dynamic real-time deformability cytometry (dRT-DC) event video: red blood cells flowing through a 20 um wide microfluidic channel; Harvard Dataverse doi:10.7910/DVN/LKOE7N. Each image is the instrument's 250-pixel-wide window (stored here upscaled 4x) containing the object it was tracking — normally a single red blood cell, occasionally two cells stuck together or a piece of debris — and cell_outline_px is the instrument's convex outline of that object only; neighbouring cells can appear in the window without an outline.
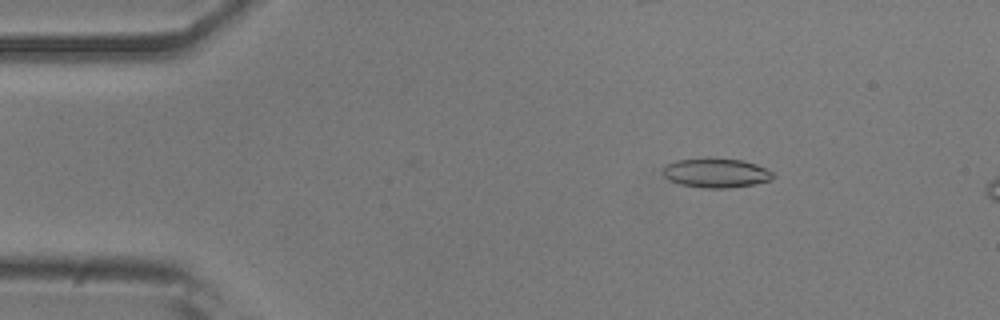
{"species": "common noctule bat (a hibernating species)", "species_latin": "Nyctalus noctula", "temperature_condition": "room temperature", "stored_images_in_passage": 13, "camera_frame_rate_fps": 3000, "um_per_image_px": 0.085, "animal": {"sex": "male", "body_mass_g": 20.5, "forearm_length_mm": 52.5}, "frame": {"image": 1, "passage_image": 8, "time_ms": 2.333, "image_size_px": [1000, 320], "cell_outline_px": [[776, 176], [772, 180], [752, 184], [728, 188], [704, 188], [680, 184], [668, 180], [660, 172], [664, 164], [676, 160], [708, 156], [740, 160], [756, 164], [772, 172]], "centroid_in_image_um": [60.79, 14.67], "position_along_channel_um": 24.2, "area_um2": 19.36}}